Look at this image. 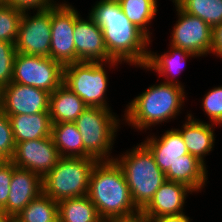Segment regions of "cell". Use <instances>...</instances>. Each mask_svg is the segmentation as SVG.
Masks as SVG:
<instances>
[{
  "label": "cell",
  "instance_id": "cell-14",
  "mask_svg": "<svg viewBox=\"0 0 222 222\" xmlns=\"http://www.w3.org/2000/svg\"><path fill=\"white\" fill-rule=\"evenodd\" d=\"M73 35L75 63L113 60L107 52L102 29L89 15L86 19H83L81 15L76 19Z\"/></svg>",
  "mask_w": 222,
  "mask_h": 222
},
{
  "label": "cell",
  "instance_id": "cell-3",
  "mask_svg": "<svg viewBox=\"0 0 222 222\" xmlns=\"http://www.w3.org/2000/svg\"><path fill=\"white\" fill-rule=\"evenodd\" d=\"M185 87L160 82L136 96L124 111V120L133 129L147 131L154 125L176 119L184 107Z\"/></svg>",
  "mask_w": 222,
  "mask_h": 222
},
{
  "label": "cell",
  "instance_id": "cell-29",
  "mask_svg": "<svg viewBox=\"0 0 222 222\" xmlns=\"http://www.w3.org/2000/svg\"><path fill=\"white\" fill-rule=\"evenodd\" d=\"M16 54L14 43L0 41V90L12 82Z\"/></svg>",
  "mask_w": 222,
  "mask_h": 222
},
{
  "label": "cell",
  "instance_id": "cell-18",
  "mask_svg": "<svg viewBox=\"0 0 222 222\" xmlns=\"http://www.w3.org/2000/svg\"><path fill=\"white\" fill-rule=\"evenodd\" d=\"M186 121L177 129L183 137L189 154L198 158L206 165L205 156L214 148L215 134L213 123H206L193 117L192 113L187 114ZM214 125V126H213Z\"/></svg>",
  "mask_w": 222,
  "mask_h": 222
},
{
  "label": "cell",
  "instance_id": "cell-38",
  "mask_svg": "<svg viewBox=\"0 0 222 222\" xmlns=\"http://www.w3.org/2000/svg\"><path fill=\"white\" fill-rule=\"evenodd\" d=\"M7 159L0 153V165L3 164Z\"/></svg>",
  "mask_w": 222,
  "mask_h": 222
},
{
  "label": "cell",
  "instance_id": "cell-13",
  "mask_svg": "<svg viewBox=\"0 0 222 222\" xmlns=\"http://www.w3.org/2000/svg\"><path fill=\"white\" fill-rule=\"evenodd\" d=\"M47 91L11 82L0 90V106L6 115L49 113Z\"/></svg>",
  "mask_w": 222,
  "mask_h": 222
},
{
  "label": "cell",
  "instance_id": "cell-32",
  "mask_svg": "<svg viewBox=\"0 0 222 222\" xmlns=\"http://www.w3.org/2000/svg\"><path fill=\"white\" fill-rule=\"evenodd\" d=\"M16 166L11 160H6L0 165V209L2 210L6 204L10 192V184L12 180L13 170Z\"/></svg>",
  "mask_w": 222,
  "mask_h": 222
},
{
  "label": "cell",
  "instance_id": "cell-27",
  "mask_svg": "<svg viewBox=\"0 0 222 222\" xmlns=\"http://www.w3.org/2000/svg\"><path fill=\"white\" fill-rule=\"evenodd\" d=\"M184 12L199 17L212 28L222 23V0H173Z\"/></svg>",
  "mask_w": 222,
  "mask_h": 222
},
{
  "label": "cell",
  "instance_id": "cell-24",
  "mask_svg": "<svg viewBox=\"0 0 222 222\" xmlns=\"http://www.w3.org/2000/svg\"><path fill=\"white\" fill-rule=\"evenodd\" d=\"M59 222H102L87 195L58 202Z\"/></svg>",
  "mask_w": 222,
  "mask_h": 222
},
{
  "label": "cell",
  "instance_id": "cell-12",
  "mask_svg": "<svg viewBox=\"0 0 222 222\" xmlns=\"http://www.w3.org/2000/svg\"><path fill=\"white\" fill-rule=\"evenodd\" d=\"M60 158L51 136L17 143L11 161L16 167L30 170L42 178Z\"/></svg>",
  "mask_w": 222,
  "mask_h": 222
},
{
  "label": "cell",
  "instance_id": "cell-5",
  "mask_svg": "<svg viewBox=\"0 0 222 222\" xmlns=\"http://www.w3.org/2000/svg\"><path fill=\"white\" fill-rule=\"evenodd\" d=\"M120 118L111 109L87 107L74 121L83 139L84 157L97 161L114 160L112 147L120 129Z\"/></svg>",
  "mask_w": 222,
  "mask_h": 222
},
{
  "label": "cell",
  "instance_id": "cell-20",
  "mask_svg": "<svg viewBox=\"0 0 222 222\" xmlns=\"http://www.w3.org/2000/svg\"><path fill=\"white\" fill-rule=\"evenodd\" d=\"M179 158L165 173L166 179L183 183L196 193L201 192L208 180L207 166L191 154Z\"/></svg>",
  "mask_w": 222,
  "mask_h": 222
},
{
  "label": "cell",
  "instance_id": "cell-33",
  "mask_svg": "<svg viewBox=\"0 0 222 222\" xmlns=\"http://www.w3.org/2000/svg\"><path fill=\"white\" fill-rule=\"evenodd\" d=\"M57 2L55 0H6V4L21 12L30 10L42 11L53 7Z\"/></svg>",
  "mask_w": 222,
  "mask_h": 222
},
{
  "label": "cell",
  "instance_id": "cell-11",
  "mask_svg": "<svg viewBox=\"0 0 222 222\" xmlns=\"http://www.w3.org/2000/svg\"><path fill=\"white\" fill-rule=\"evenodd\" d=\"M31 14L23 12L15 49L18 53L50 57L51 8Z\"/></svg>",
  "mask_w": 222,
  "mask_h": 222
},
{
  "label": "cell",
  "instance_id": "cell-35",
  "mask_svg": "<svg viewBox=\"0 0 222 222\" xmlns=\"http://www.w3.org/2000/svg\"><path fill=\"white\" fill-rule=\"evenodd\" d=\"M192 219L183 214L171 215V216H162L159 218L152 219L150 222H191Z\"/></svg>",
  "mask_w": 222,
  "mask_h": 222
},
{
  "label": "cell",
  "instance_id": "cell-25",
  "mask_svg": "<svg viewBox=\"0 0 222 222\" xmlns=\"http://www.w3.org/2000/svg\"><path fill=\"white\" fill-rule=\"evenodd\" d=\"M13 222H59L58 202L42 192L13 218Z\"/></svg>",
  "mask_w": 222,
  "mask_h": 222
},
{
  "label": "cell",
  "instance_id": "cell-21",
  "mask_svg": "<svg viewBox=\"0 0 222 222\" xmlns=\"http://www.w3.org/2000/svg\"><path fill=\"white\" fill-rule=\"evenodd\" d=\"M88 106L64 84L49 95V115L52 124L74 122Z\"/></svg>",
  "mask_w": 222,
  "mask_h": 222
},
{
  "label": "cell",
  "instance_id": "cell-39",
  "mask_svg": "<svg viewBox=\"0 0 222 222\" xmlns=\"http://www.w3.org/2000/svg\"><path fill=\"white\" fill-rule=\"evenodd\" d=\"M6 5V0H0V7Z\"/></svg>",
  "mask_w": 222,
  "mask_h": 222
},
{
  "label": "cell",
  "instance_id": "cell-10",
  "mask_svg": "<svg viewBox=\"0 0 222 222\" xmlns=\"http://www.w3.org/2000/svg\"><path fill=\"white\" fill-rule=\"evenodd\" d=\"M178 20L171 32L169 46L189 51L198 57L211 53L212 27L199 17L184 12L173 0Z\"/></svg>",
  "mask_w": 222,
  "mask_h": 222
},
{
  "label": "cell",
  "instance_id": "cell-8",
  "mask_svg": "<svg viewBox=\"0 0 222 222\" xmlns=\"http://www.w3.org/2000/svg\"><path fill=\"white\" fill-rule=\"evenodd\" d=\"M64 66L50 57L18 53L14 59L12 82L53 93L63 84Z\"/></svg>",
  "mask_w": 222,
  "mask_h": 222
},
{
  "label": "cell",
  "instance_id": "cell-22",
  "mask_svg": "<svg viewBox=\"0 0 222 222\" xmlns=\"http://www.w3.org/2000/svg\"><path fill=\"white\" fill-rule=\"evenodd\" d=\"M9 117L15 143L51 136L52 122L49 113L31 115H7Z\"/></svg>",
  "mask_w": 222,
  "mask_h": 222
},
{
  "label": "cell",
  "instance_id": "cell-28",
  "mask_svg": "<svg viewBox=\"0 0 222 222\" xmlns=\"http://www.w3.org/2000/svg\"><path fill=\"white\" fill-rule=\"evenodd\" d=\"M22 15L10 5L0 7V41L15 43Z\"/></svg>",
  "mask_w": 222,
  "mask_h": 222
},
{
  "label": "cell",
  "instance_id": "cell-23",
  "mask_svg": "<svg viewBox=\"0 0 222 222\" xmlns=\"http://www.w3.org/2000/svg\"><path fill=\"white\" fill-rule=\"evenodd\" d=\"M51 137L60 157H84L83 139L74 122L52 124Z\"/></svg>",
  "mask_w": 222,
  "mask_h": 222
},
{
  "label": "cell",
  "instance_id": "cell-7",
  "mask_svg": "<svg viewBox=\"0 0 222 222\" xmlns=\"http://www.w3.org/2000/svg\"><path fill=\"white\" fill-rule=\"evenodd\" d=\"M118 64L121 63L116 60L68 64L64 66L63 84L76 93L88 107L111 109L105 97L109 85L108 71L105 68H114Z\"/></svg>",
  "mask_w": 222,
  "mask_h": 222
},
{
  "label": "cell",
  "instance_id": "cell-19",
  "mask_svg": "<svg viewBox=\"0 0 222 222\" xmlns=\"http://www.w3.org/2000/svg\"><path fill=\"white\" fill-rule=\"evenodd\" d=\"M189 57L197 58L198 56L189 51L178 49L173 46H170V50H167V52H164L163 54H157L150 49L148 52L147 62L143 68L147 71L154 70L158 73L159 77H165L163 82L184 86L176 78V76L181 73L184 65L186 64L187 58Z\"/></svg>",
  "mask_w": 222,
  "mask_h": 222
},
{
  "label": "cell",
  "instance_id": "cell-31",
  "mask_svg": "<svg viewBox=\"0 0 222 222\" xmlns=\"http://www.w3.org/2000/svg\"><path fill=\"white\" fill-rule=\"evenodd\" d=\"M15 140L12 132L9 117L3 112L0 106V153L11 160L15 151Z\"/></svg>",
  "mask_w": 222,
  "mask_h": 222
},
{
  "label": "cell",
  "instance_id": "cell-26",
  "mask_svg": "<svg viewBox=\"0 0 222 222\" xmlns=\"http://www.w3.org/2000/svg\"><path fill=\"white\" fill-rule=\"evenodd\" d=\"M123 13L132 24L142 30L150 39L151 32L148 30L152 20L157 15L158 0H117Z\"/></svg>",
  "mask_w": 222,
  "mask_h": 222
},
{
  "label": "cell",
  "instance_id": "cell-1",
  "mask_svg": "<svg viewBox=\"0 0 222 222\" xmlns=\"http://www.w3.org/2000/svg\"><path fill=\"white\" fill-rule=\"evenodd\" d=\"M89 12V16L102 29L109 56L120 63L143 69L152 39L130 22L119 2L97 0Z\"/></svg>",
  "mask_w": 222,
  "mask_h": 222
},
{
  "label": "cell",
  "instance_id": "cell-15",
  "mask_svg": "<svg viewBox=\"0 0 222 222\" xmlns=\"http://www.w3.org/2000/svg\"><path fill=\"white\" fill-rule=\"evenodd\" d=\"M194 191L187 185L166 180L155 192L150 202L140 211V217L145 222L162 216L185 213V200Z\"/></svg>",
  "mask_w": 222,
  "mask_h": 222
},
{
  "label": "cell",
  "instance_id": "cell-30",
  "mask_svg": "<svg viewBox=\"0 0 222 222\" xmlns=\"http://www.w3.org/2000/svg\"><path fill=\"white\" fill-rule=\"evenodd\" d=\"M201 104L210 123L222 126V85L205 93Z\"/></svg>",
  "mask_w": 222,
  "mask_h": 222
},
{
  "label": "cell",
  "instance_id": "cell-36",
  "mask_svg": "<svg viewBox=\"0 0 222 222\" xmlns=\"http://www.w3.org/2000/svg\"><path fill=\"white\" fill-rule=\"evenodd\" d=\"M103 222H145L140 216L128 220H104Z\"/></svg>",
  "mask_w": 222,
  "mask_h": 222
},
{
  "label": "cell",
  "instance_id": "cell-4",
  "mask_svg": "<svg viewBox=\"0 0 222 222\" xmlns=\"http://www.w3.org/2000/svg\"><path fill=\"white\" fill-rule=\"evenodd\" d=\"M114 160L123 170L135 206L141 211L167 180L153 154L141 142Z\"/></svg>",
  "mask_w": 222,
  "mask_h": 222
},
{
  "label": "cell",
  "instance_id": "cell-17",
  "mask_svg": "<svg viewBox=\"0 0 222 222\" xmlns=\"http://www.w3.org/2000/svg\"><path fill=\"white\" fill-rule=\"evenodd\" d=\"M150 136V137H149ZM142 142L153 154L158 167L166 173L180 156L189 154L183 137L177 128L166 130L163 135H149Z\"/></svg>",
  "mask_w": 222,
  "mask_h": 222
},
{
  "label": "cell",
  "instance_id": "cell-37",
  "mask_svg": "<svg viewBox=\"0 0 222 222\" xmlns=\"http://www.w3.org/2000/svg\"><path fill=\"white\" fill-rule=\"evenodd\" d=\"M0 222H13V218L0 209Z\"/></svg>",
  "mask_w": 222,
  "mask_h": 222
},
{
  "label": "cell",
  "instance_id": "cell-9",
  "mask_svg": "<svg viewBox=\"0 0 222 222\" xmlns=\"http://www.w3.org/2000/svg\"><path fill=\"white\" fill-rule=\"evenodd\" d=\"M70 3L58 2L51 7L50 58L63 66L75 63L74 26L80 16Z\"/></svg>",
  "mask_w": 222,
  "mask_h": 222
},
{
  "label": "cell",
  "instance_id": "cell-6",
  "mask_svg": "<svg viewBox=\"0 0 222 222\" xmlns=\"http://www.w3.org/2000/svg\"><path fill=\"white\" fill-rule=\"evenodd\" d=\"M94 158L60 157L54 168L42 178L43 193L56 202L88 195Z\"/></svg>",
  "mask_w": 222,
  "mask_h": 222
},
{
  "label": "cell",
  "instance_id": "cell-2",
  "mask_svg": "<svg viewBox=\"0 0 222 222\" xmlns=\"http://www.w3.org/2000/svg\"><path fill=\"white\" fill-rule=\"evenodd\" d=\"M104 220H128L140 216L123 170L115 160L97 161L89 178L87 195Z\"/></svg>",
  "mask_w": 222,
  "mask_h": 222
},
{
  "label": "cell",
  "instance_id": "cell-34",
  "mask_svg": "<svg viewBox=\"0 0 222 222\" xmlns=\"http://www.w3.org/2000/svg\"><path fill=\"white\" fill-rule=\"evenodd\" d=\"M211 54L222 59V23L212 28Z\"/></svg>",
  "mask_w": 222,
  "mask_h": 222
},
{
  "label": "cell",
  "instance_id": "cell-16",
  "mask_svg": "<svg viewBox=\"0 0 222 222\" xmlns=\"http://www.w3.org/2000/svg\"><path fill=\"white\" fill-rule=\"evenodd\" d=\"M42 192L43 184L40 175L16 167L13 170L7 204L2 210L14 218Z\"/></svg>",
  "mask_w": 222,
  "mask_h": 222
}]
</instances>
